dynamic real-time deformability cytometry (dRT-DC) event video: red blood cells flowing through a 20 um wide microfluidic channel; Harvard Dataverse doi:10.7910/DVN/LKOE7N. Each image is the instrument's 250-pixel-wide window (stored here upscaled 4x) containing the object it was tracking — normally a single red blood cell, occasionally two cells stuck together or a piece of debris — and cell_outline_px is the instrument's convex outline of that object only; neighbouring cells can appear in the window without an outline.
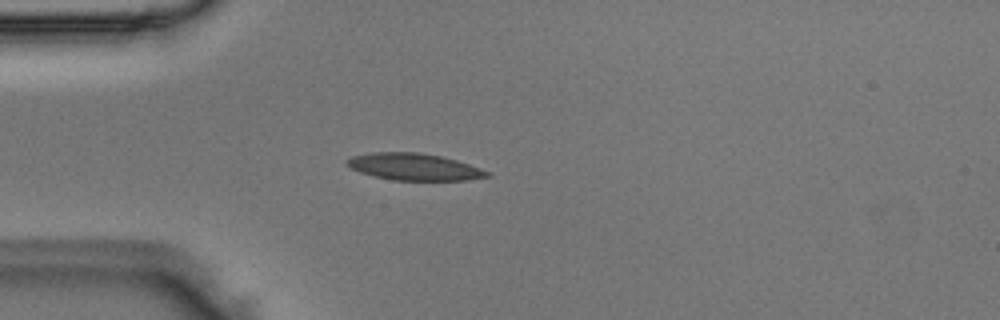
{"species": "Egyptian fruit bat (a non-hibernating species)", "species_latin": "Rousettus aegyptiacus", "temperature_condition": "room temperature", "stored_images_in_passage": 38, "camera_frame_rate_fps": 3000, "um_per_image_px": 0.085, "animal": {"sex": "male"}, "frame": {"image": 1, "passage_image": 1, "time_ms": 0.0, "image_size_px": [1000, 320], "cell_outline_px": [[492, 176], [468, 180], [392, 180], [360, 172], [352, 168], [348, 164], [348, 160], [352, 156], [372, 152], [416, 152], [440, 156], [456, 160], [480, 168], [488, 172]], "centroid_in_image_um": [35.23, 14.18], "position_along_channel_um": 49.8, "area_um2": 21.62}}
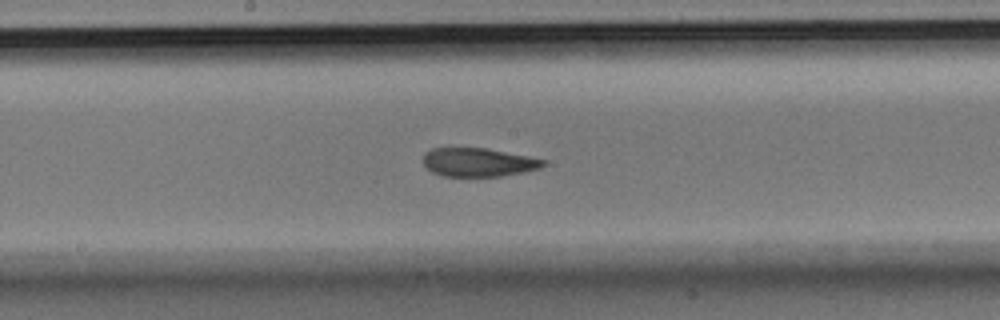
{"frame": {"image": 2, "passage_image": 14, "time_ms": 4.333, "image_size_px": [1000, 320], "cell_outline_px": [[548, 160], [540, 168], [524, 172], [504, 176], [444, 176], [432, 172], [424, 164], [424, 152], [432, 148], [484, 148], [528, 156]], "centroid_in_image_um": [40.67, 13.79], "position_along_channel_um": 207.5, "area_um2": 19.94}}
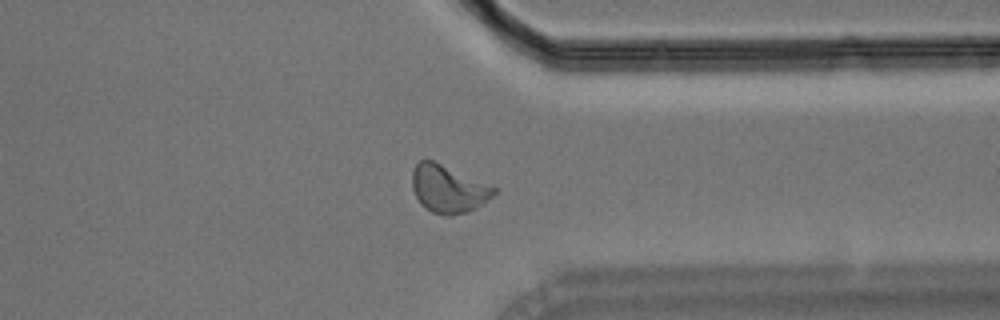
{"frame": {"image": 3, "passage_image": 27, "time_ms": 8.667, "image_size_px": [1000, 320], "cell_outline_px": [[496, 192], [492, 196], [476, 208], [468, 212], [452, 216], [444, 216], [432, 212], [424, 208], [420, 204], [412, 188], [412, 168], [420, 160], [432, 160], [496, 188]], "centroid_in_image_um": [38.05, 16.08], "position_along_channel_um": 373.4, "area_um2": 22.48}}